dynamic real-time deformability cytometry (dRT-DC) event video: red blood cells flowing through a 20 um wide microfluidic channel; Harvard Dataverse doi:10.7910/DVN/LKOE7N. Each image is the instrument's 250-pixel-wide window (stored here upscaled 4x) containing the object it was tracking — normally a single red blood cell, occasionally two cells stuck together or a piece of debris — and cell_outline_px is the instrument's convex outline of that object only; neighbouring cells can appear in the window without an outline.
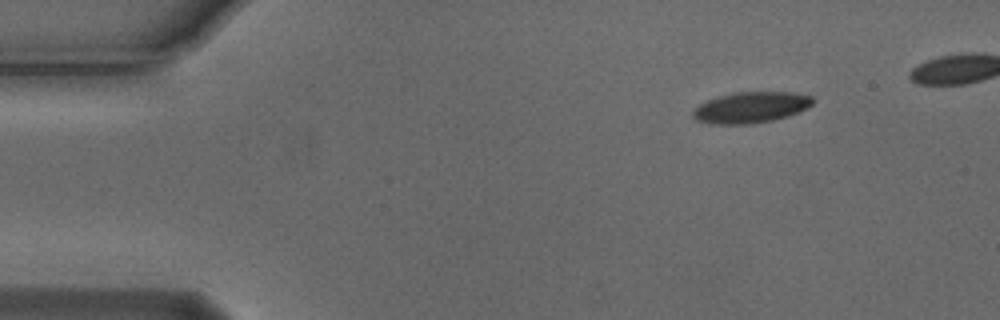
{"species": "Egyptian fruit bat (a non-hibernating species)", "species_latin": "Rousettus aegyptiacus", "temperature_condition": "cold", "stored_images_in_passage": 9, "segment_of_instrument_passage": [1, 2], "camera_frame_rate_fps": 3000, "um_per_image_px": 0.085, "animal": {"sex": "male"}, "frame": {"image": 1, "passage_image": 1, "time_ms": 0.0, "image_size_px": [1000, 320], "cell_outline_px": [[816, 100], [808, 108], [788, 116], [772, 120], [748, 124], [712, 124], [696, 120], [692, 116], [692, 112], [700, 104], [708, 100], [720, 96], [736, 92], [792, 92], [812, 96]], "centroid_in_image_um": [63.86, 9.13], "position_along_channel_um": 21.1, "area_um2": 21.62}}
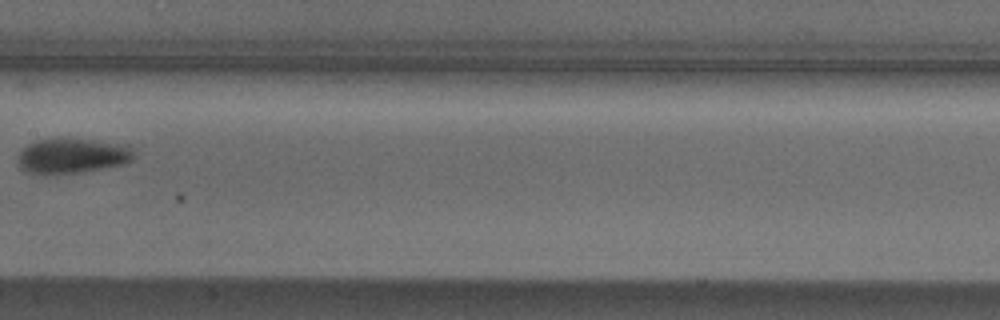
{"frame": {"image": 2, "passage_image": 7, "time_ms": 2.0, "image_size_px": [1000, 320], "cell_outline_px": [[136, 156], [132, 160], [124, 164], [84, 172], [44, 176], [24, 172], [20, 168], [16, 160], [20, 152], [28, 144], [36, 140], [56, 136], [60, 136], [128, 144], [136, 152]], "centroid_in_image_um": [6.12, 13.24], "position_along_channel_um": 201.3, "area_um2": 25.09}}
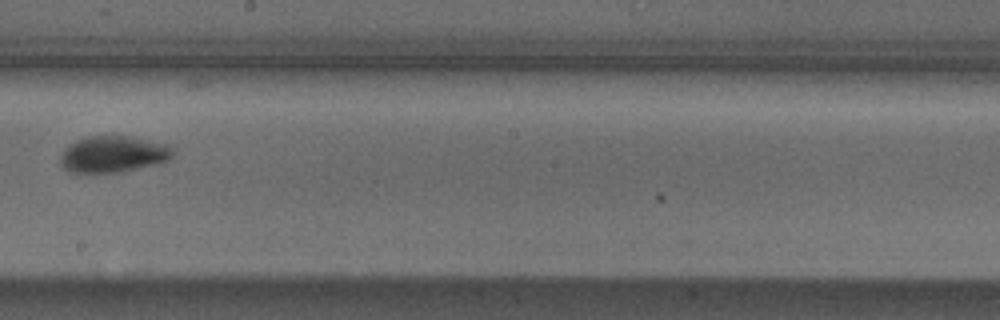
{"frame": {"image": 3, "passage_image": 8, "time_ms": 2.333, "image_size_px": [1000, 320], "cell_outline_px": [[172, 156], [168, 160], [156, 164], [120, 172], [84, 176], [72, 172], [64, 168], [60, 164], [60, 156], [76, 140], [88, 136], [132, 136], [168, 144], [172, 148]], "centroid_in_image_um": [9.6, 13.14], "position_along_channel_um": 238.6, "area_um2": 24.33}}